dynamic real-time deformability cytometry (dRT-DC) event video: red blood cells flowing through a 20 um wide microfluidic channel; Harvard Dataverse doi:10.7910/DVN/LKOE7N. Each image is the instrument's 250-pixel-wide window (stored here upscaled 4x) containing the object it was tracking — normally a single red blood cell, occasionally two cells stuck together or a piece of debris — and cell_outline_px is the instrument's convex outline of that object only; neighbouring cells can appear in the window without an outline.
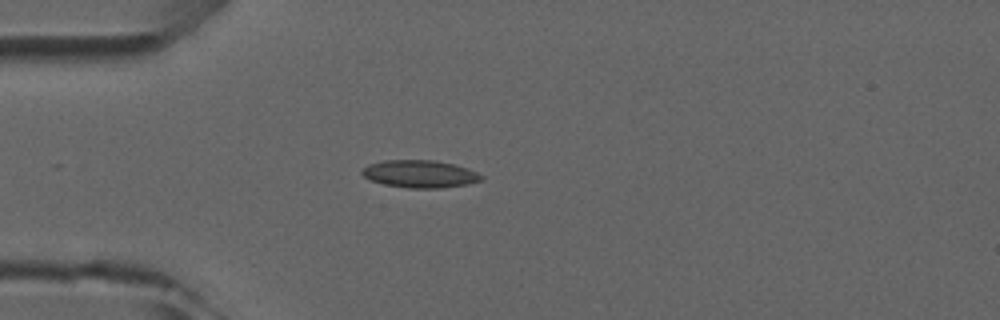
{"species": "common noctule bat (a hibernating species)", "species_latin": "Nyctalus noctula", "temperature_condition": "room temperature", "stored_images_in_passage": 2, "camera_frame_rate_fps": 3000, "um_per_image_px": 0.085, "animal": {"sex": "male", "forearm_length_mm": 52.5}, "frame": {"image": 1, "passage_image": 2, "time_ms": 1.0, "image_size_px": [1000, 320], "cell_outline_px": [[484, 180], [468, 184], [440, 188], [408, 188], [384, 184], [368, 180], [360, 172], [368, 164], [384, 160], [432, 160], [452, 164], [468, 168], [484, 176]], "centroid_in_image_um": [35.69, 14.79], "position_along_channel_um": 49.3, "area_um2": 19.19}}